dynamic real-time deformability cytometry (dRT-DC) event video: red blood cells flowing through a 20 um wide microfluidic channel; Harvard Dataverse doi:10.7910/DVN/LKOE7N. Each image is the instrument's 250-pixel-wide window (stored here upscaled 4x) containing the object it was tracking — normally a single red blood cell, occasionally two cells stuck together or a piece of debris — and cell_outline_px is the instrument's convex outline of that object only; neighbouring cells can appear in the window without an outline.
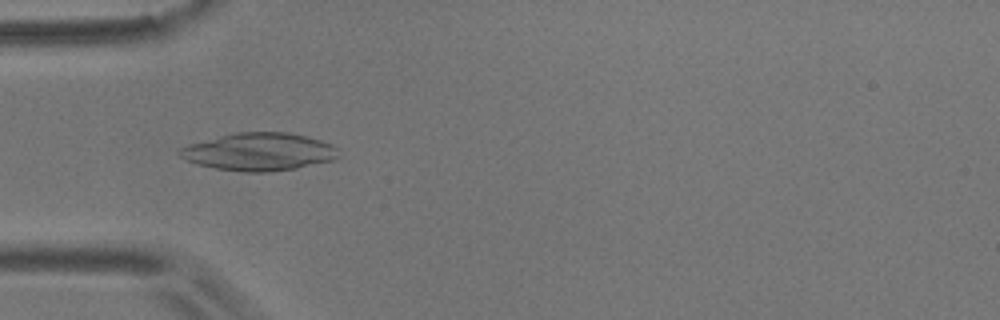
{"species": "common noctule bat (a hibernating species)", "species_latin": "Nyctalus noctula", "temperature_condition": "room temperature", "stored_images_in_passage": 32, "camera_frame_rate_fps": 3000, "um_per_image_px": 0.085, "animal": {"sex": "male", "body_mass_g": 17.9}, "frame": {"image": 1, "passage_image": 17, "time_ms": 5.333, "image_size_px": [1000, 320], "cell_outline_px": [[340, 156], [332, 160], [296, 168], [268, 172], [244, 172], [216, 168], [196, 164], [180, 156], [176, 152], [180, 148], [192, 144], [220, 136], [236, 132], [288, 132], [320, 140], [332, 144], [336, 148]], "centroid_in_image_um": [22.03, 12.9], "position_along_channel_um": 63.0, "area_um2": 34.56}}
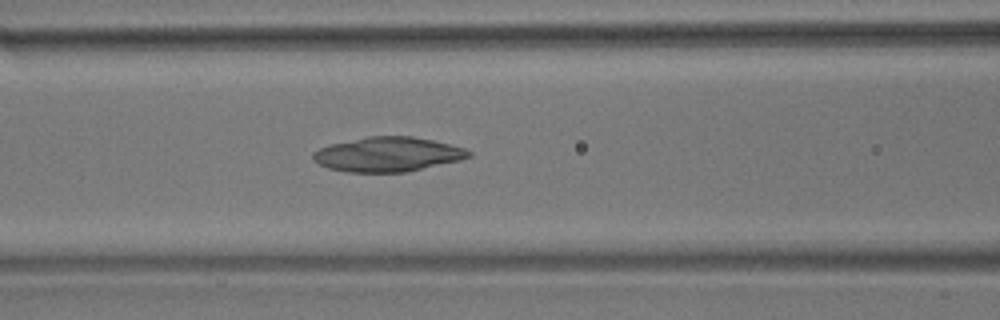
{"frame": {"image": 2, "passage_image": 23, "time_ms": 7.333, "image_size_px": [1000, 320], "cell_outline_px": [[472, 156], [460, 160], [404, 172], [348, 172], [328, 168], [312, 160], [312, 152], [328, 144], [368, 136], [412, 136], [432, 140], [464, 148], [472, 152]], "centroid_in_image_um": [32.92, 13.11], "position_along_channel_um": 133.7, "area_um2": 31.27}}
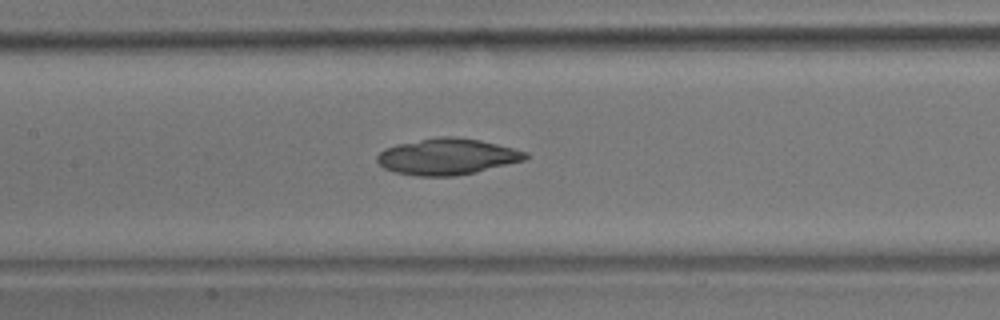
{"frame": {"image": 3, "passage_image": 26, "time_ms": 8.333, "image_size_px": [1000, 320], "cell_outline_px": [[528, 156], [524, 160], [476, 172], [456, 176], [416, 176], [396, 172], [384, 168], [376, 160], [376, 156], [384, 148], [396, 144], [440, 136], [456, 136], [480, 140], [528, 152]], "centroid_in_image_um": [37.99, 13.31], "position_along_channel_um": 169.4, "area_um2": 31.27}}